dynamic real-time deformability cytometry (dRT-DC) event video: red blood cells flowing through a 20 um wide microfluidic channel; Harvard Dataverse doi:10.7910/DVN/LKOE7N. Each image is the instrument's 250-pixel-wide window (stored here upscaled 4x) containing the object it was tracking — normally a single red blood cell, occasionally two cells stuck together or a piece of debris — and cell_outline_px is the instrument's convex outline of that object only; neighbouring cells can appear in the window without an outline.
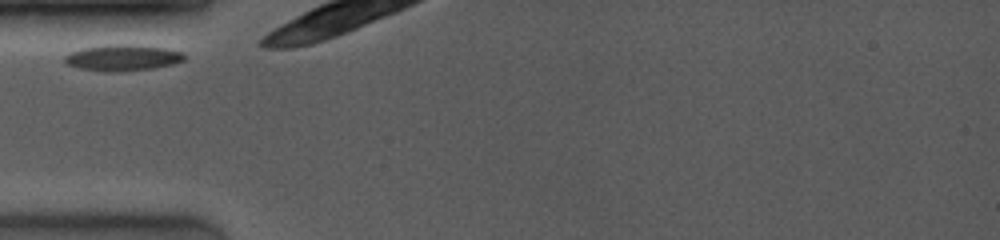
{"species": "common noctule bat (a hibernating species)", "species_latin": "Nyctalus noctula", "temperature_condition": "room temperature", "stored_images_in_passage": 8, "camera_frame_rate_fps": 4000, "um_per_image_px": 0.085, "animal": {"sex": "female", "body_mass_g": 19.0, "forearm_length_mm": 53.3}, "frame": {"image": 1, "passage_image": 1, "time_ms": 0.0, "image_size_px": [1000, 240], "cell_outline_px": [[188, 56], [184, 60], [172, 64], [156, 68], [120, 72], [108, 72], [80, 68], [68, 64], [64, 60], [64, 56], [72, 52], [84, 48], [108, 44], [132, 44], [164, 48], [184, 52]], "centroid_in_image_um": [10.49, 4.91], "position_along_channel_um": 74.5, "area_um2": 18.32}}